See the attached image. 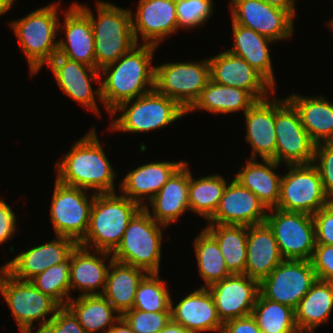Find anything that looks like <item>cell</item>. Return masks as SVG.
I'll list each match as a JSON object with an SVG mask.
<instances>
[{
	"instance_id": "obj_1",
	"label": "cell",
	"mask_w": 333,
	"mask_h": 333,
	"mask_svg": "<svg viewBox=\"0 0 333 333\" xmlns=\"http://www.w3.org/2000/svg\"><path fill=\"white\" fill-rule=\"evenodd\" d=\"M141 45L136 44L116 62L100 69V77L104 79L100 81L101 99L109 114L122 102L154 90L152 58L157 46Z\"/></svg>"
},
{
	"instance_id": "obj_2",
	"label": "cell",
	"mask_w": 333,
	"mask_h": 333,
	"mask_svg": "<svg viewBox=\"0 0 333 333\" xmlns=\"http://www.w3.org/2000/svg\"><path fill=\"white\" fill-rule=\"evenodd\" d=\"M96 128L76 141L65 156L56 162V180L95 194L115 193L116 173L100 144Z\"/></svg>"
},
{
	"instance_id": "obj_3",
	"label": "cell",
	"mask_w": 333,
	"mask_h": 333,
	"mask_svg": "<svg viewBox=\"0 0 333 333\" xmlns=\"http://www.w3.org/2000/svg\"><path fill=\"white\" fill-rule=\"evenodd\" d=\"M90 19L94 34L96 68L116 62L136 44L130 9L97 1V18L91 9L74 2Z\"/></svg>"
},
{
	"instance_id": "obj_4",
	"label": "cell",
	"mask_w": 333,
	"mask_h": 333,
	"mask_svg": "<svg viewBox=\"0 0 333 333\" xmlns=\"http://www.w3.org/2000/svg\"><path fill=\"white\" fill-rule=\"evenodd\" d=\"M140 208L120 193L95 194L87 232L78 244L112 253L120 244L130 219Z\"/></svg>"
},
{
	"instance_id": "obj_5",
	"label": "cell",
	"mask_w": 333,
	"mask_h": 333,
	"mask_svg": "<svg viewBox=\"0 0 333 333\" xmlns=\"http://www.w3.org/2000/svg\"><path fill=\"white\" fill-rule=\"evenodd\" d=\"M58 4L54 2L41 7L9 23L26 56L32 76L57 54Z\"/></svg>"
},
{
	"instance_id": "obj_6",
	"label": "cell",
	"mask_w": 333,
	"mask_h": 333,
	"mask_svg": "<svg viewBox=\"0 0 333 333\" xmlns=\"http://www.w3.org/2000/svg\"><path fill=\"white\" fill-rule=\"evenodd\" d=\"M145 208L130 219L120 244L111 253L113 260L141 268L147 273H160L162 228Z\"/></svg>"
},
{
	"instance_id": "obj_7",
	"label": "cell",
	"mask_w": 333,
	"mask_h": 333,
	"mask_svg": "<svg viewBox=\"0 0 333 333\" xmlns=\"http://www.w3.org/2000/svg\"><path fill=\"white\" fill-rule=\"evenodd\" d=\"M117 112H121V116L113 118L111 126L108 127L112 131L122 133H144L165 128L187 114L176 101L158 93L155 89L135 99L122 102L112 110L110 116L114 117Z\"/></svg>"
},
{
	"instance_id": "obj_8",
	"label": "cell",
	"mask_w": 333,
	"mask_h": 333,
	"mask_svg": "<svg viewBox=\"0 0 333 333\" xmlns=\"http://www.w3.org/2000/svg\"><path fill=\"white\" fill-rule=\"evenodd\" d=\"M210 79L208 58L198 62H166L155 66L154 89L176 101L187 112Z\"/></svg>"
},
{
	"instance_id": "obj_9",
	"label": "cell",
	"mask_w": 333,
	"mask_h": 333,
	"mask_svg": "<svg viewBox=\"0 0 333 333\" xmlns=\"http://www.w3.org/2000/svg\"><path fill=\"white\" fill-rule=\"evenodd\" d=\"M0 293L20 331L33 327L35 321H39V324L49 322L61 307L50 296L38 290L31 281L16 279L3 267L0 268Z\"/></svg>"
},
{
	"instance_id": "obj_10",
	"label": "cell",
	"mask_w": 333,
	"mask_h": 333,
	"mask_svg": "<svg viewBox=\"0 0 333 333\" xmlns=\"http://www.w3.org/2000/svg\"><path fill=\"white\" fill-rule=\"evenodd\" d=\"M286 166L288 171L281 178L276 208L313 215L331 201L313 164Z\"/></svg>"
},
{
	"instance_id": "obj_11",
	"label": "cell",
	"mask_w": 333,
	"mask_h": 333,
	"mask_svg": "<svg viewBox=\"0 0 333 333\" xmlns=\"http://www.w3.org/2000/svg\"><path fill=\"white\" fill-rule=\"evenodd\" d=\"M272 229L283 259L311 260L316 246L313 216L268 209L266 221Z\"/></svg>"
},
{
	"instance_id": "obj_12",
	"label": "cell",
	"mask_w": 333,
	"mask_h": 333,
	"mask_svg": "<svg viewBox=\"0 0 333 333\" xmlns=\"http://www.w3.org/2000/svg\"><path fill=\"white\" fill-rule=\"evenodd\" d=\"M50 219L56 235L69 237L79 243L87 232L90 211L95 198L88 190L65 185L55 180ZM89 198V199H88Z\"/></svg>"
},
{
	"instance_id": "obj_13",
	"label": "cell",
	"mask_w": 333,
	"mask_h": 333,
	"mask_svg": "<svg viewBox=\"0 0 333 333\" xmlns=\"http://www.w3.org/2000/svg\"><path fill=\"white\" fill-rule=\"evenodd\" d=\"M284 98H275V161L286 165L312 164L316 144L302 126L295 107Z\"/></svg>"
},
{
	"instance_id": "obj_14",
	"label": "cell",
	"mask_w": 333,
	"mask_h": 333,
	"mask_svg": "<svg viewBox=\"0 0 333 333\" xmlns=\"http://www.w3.org/2000/svg\"><path fill=\"white\" fill-rule=\"evenodd\" d=\"M316 281L311 260L284 259L259 283V293L295 310Z\"/></svg>"
},
{
	"instance_id": "obj_15",
	"label": "cell",
	"mask_w": 333,
	"mask_h": 333,
	"mask_svg": "<svg viewBox=\"0 0 333 333\" xmlns=\"http://www.w3.org/2000/svg\"><path fill=\"white\" fill-rule=\"evenodd\" d=\"M232 22L250 28L277 42L289 39L294 32V16L287 10L263 0H230Z\"/></svg>"
},
{
	"instance_id": "obj_16",
	"label": "cell",
	"mask_w": 333,
	"mask_h": 333,
	"mask_svg": "<svg viewBox=\"0 0 333 333\" xmlns=\"http://www.w3.org/2000/svg\"><path fill=\"white\" fill-rule=\"evenodd\" d=\"M47 65L52 70L54 78L64 94L101 116L95 101L97 95L99 101L102 102L100 85L94 91L91 83L96 81L100 84L99 69L70 60L59 54H56Z\"/></svg>"
},
{
	"instance_id": "obj_17",
	"label": "cell",
	"mask_w": 333,
	"mask_h": 333,
	"mask_svg": "<svg viewBox=\"0 0 333 333\" xmlns=\"http://www.w3.org/2000/svg\"><path fill=\"white\" fill-rule=\"evenodd\" d=\"M137 6L135 14L131 11L132 30L137 44L141 37L143 44L158 47L165 37L179 29L176 0H139Z\"/></svg>"
},
{
	"instance_id": "obj_18",
	"label": "cell",
	"mask_w": 333,
	"mask_h": 333,
	"mask_svg": "<svg viewBox=\"0 0 333 333\" xmlns=\"http://www.w3.org/2000/svg\"><path fill=\"white\" fill-rule=\"evenodd\" d=\"M268 209L248 188L233 178L226 185L209 224L252 226L266 221Z\"/></svg>"
},
{
	"instance_id": "obj_19",
	"label": "cell",
	"mask_w": 333,
	"mask_h": 333,
	"mask_svg": "<svg viewBox=\"0 0 333 333\" xmlns=\"http://www.w3.org/2000/svg\"><path fill=\"white\" fill-rule=\"evenodd\" d=\"M208 60L214 82L246 90L257 100L270 97V93L275 94V88L257 70L228 50Z\"/></svg>"
},
{
	"instance_id": "obj_20",
	"label": "cell",
	"mask_w": 333,
	"mask_h": 333,
	"mask_svg": "<svg viewBox=\"0 0 333 333\" xmlns=\"http://www.w3.org/2000/svg\"><path fill=\"white\" fill-rule=\"evenodd\" d=\"M217 314L227 320L252 315L259 294V282L245 274H232L208 287Z\"/></svg>"
},
{
	"instance_id": "obj_21",
	"label": "cell",
	"mask_w": 333,
	"mask_h": 333,
	"mask_svg": "<svg viewBox=\"0 0 333 333\" xmlns=\"http://www.w3.org/2000/svg\"><path fill=\"white\" fill-rule=\"evenodd\" d=\"M77 245L69 237L56 235L53 241L22 251L2 267L18 280L31 281L49 267L67 259Z\"/></svg>"
},
{
	"instance_id": "obj_22",
	"label": "cell",
	"mask_w": 333,
	"mask_h": 333,
	"mask_svg": "<svg viewBox=\"0 0 333 333\" xmlns=\"http://www.w3.org/2000/svg\"><path fill=\"white\" fill-rule=\"evenodd\" d=\"M66 10L63 25L58 24V30L62 29L66 38L58 40L57 54L96 68L94 34L89 17L75 3Z\"/></svg>"
},
{
	"instance_id": "obj_23",
	"label": "cell",
	"mask_w": 333,
	"mask_h": 333,
	"mask_svg": "<svg viewBox=\"0 0 333 333\" xmlns=\"http://www.w3.org/2000/svg\"><path fill=\"white\" fill-rule=\"evenodd\" d=\"M171 320L192 333L218 331L223 322L217 314L212 294L208 288H199L182 298L176 306L171 298Z\"/></svg>"
},
{
	"instance_id": "obj_24",
	"label": "cell",
	"mask_w": 333,
	"mask_h": 333,
	"mask_svg": "<svg viewBox=\"0 0 333 333\" xmlns=\"http://www.w3.org/2000/svg\"><path fill=\"white\" fill-rule=\"evenodd\" d=\"M184 162L151 161L137 167L121 180L119 184L121 195L144 208L147 204L145 198L150 201Z\"/></svg>"
},
{
	"instance_id": "obj_25",
	"label": "cell",
	"mask_w": 333,
	"mask_h": 333,
	"mask_svg": "<svg viewBox=\"0 0 333 333\" xmlns=\"http://www.w3.org/2000/svg\"><path fill=\"white\" fill-rule=\"evenodd\" d=\"M188 164L185 161L149 201L152 211H150L149 204L144 207L157 223L166 227L174 221L176 222L186 210L190 211Z\"/></svg>"
},
{
	"instance_id": "obj_26",
	"label": "cell",
	"mask_w": 333,
	"mask_h": 333,
	"mask_svg": "<svg viewBox=\"0 0 333 333\" xmlns=\"http://www.w3.org/2000/svg\"><path fill=\"white\" fill-rule=\"evenodd\" d=\"M91 251L79 244L72 251L70 288L71 291L78 289L81 292L78 296L102 295L107 273L113 261V256L109 252L96 250V253L92 254ZM106 259H109L107 266L104 263ZM100 288L101 290L98 291Z\"/></svg>"
},
{
	"instance_id": "obj_27",
	"label": "cell",
	"mask_w": 333,
	"mask_h": 333,
	"mask_svg": "<svg viewBox=\"0 0 333 333\" xmlns=\"http://www.w3.org/2000/svg\"><path fill=\"white\" fill-rule=\"evenodd\" d=\"M258 100L245 114L247 143L251 145V159L259 156L261 159L275 161V97ZM272 100V101H271Z\"/></svg>"
},
{
	"instance_id": "obj_28",
	"label": "cell",
	"mask_w": 333,
	"mask_h": 333,
	"mask_svg": "<svg viewBox=\"0 0 333 333\" xmlns=\"http://www.w3.org/2000/svg\"><path fill=\"white\" fill-rule=\"evenodd\" d=\"M284 259L266 222L247 226V261L244 274L259 283Z\"/></svg>"
},
{
	"instance_id": "obj_29",
	"label": "cell",
	"mask_w": 333,
	"mask_h": 333,
	"mask_svg": "<svg viewBox=\"0 0 333 333\" xmlns=\"http://www.w3.org/2000/svg\"><path fill=\"white\" fill-rule=\"evenodd\" d=\"M286 99L297 110L302 126L315 143L333 142V103L323 96L292 93Z\"/></svg>"
},
{
	"instance_id": "obj_30",
	"label": "cell",
	"mask_w": 333,
	"mask_h": 333,
	"mask_svg": "<svg viewBox=\"0 0 333 333\" xmlns=\"http://www.w3.org/2000/svg\"><path fill=\"white\" fill-rule=\"evenodd\" d=\"M262 162L261 164V162H257V159H248L247 163L236 173L234 179L252 191L267 209L276 208L282 176L276 174L275 170L281 164L271 159H262Z\"/></svg>"
},
{
	"instance_id": "obj_31",
	"label": "cell",
	"mask_w": 333,
	"mask_h": 333,
	"mask_svg": "<svg viewBox=\"0 0 333 333\" xmlns=\"http://www.w3.org/2000/svg\"><path fill=\"white\" fill-rule=\"evenodd\" d=\"M232 31L234 43L228 51L243 58L275 88L276 81L268 46L274 42L250 28L233 22Z\"/></svg>"
},
{
	"instance_id": "obj_32",
	"label": "cell",
	"mask_w": 333,
	"mask_h": 333,
	"mask_svg": "<svg viewBox=\"0 0 333 333\" xmlns=\"http://www.w3.org/2000/svg\"><path fill=\"white\" fill-rule=\"evenodd\" d=\"M147 272L113 260L110 264L102 295L119 315L133 309L137 286Z\"/></svg>"
},
{
	"instance_id": "obj_33",
	"label": "cell",
	"mask_w": 333,
	"mask_h": 333,
	"mask_svg": "<svg viewBox=\"0 0 333 333\" xmlns=\"http://www.w3.org/2000/svg\"><path fill=\"white\" fill-rule=\"evenodd\" d=\"M257 101L246 90L221 85L210 79L187 114L201 109L216 114H232L241 110L245 114Z\"/></svg>"
},
{
	"instance_id": "obj_34",
	"label": "cell",
	"mask_w": 333,
	"mask_h": 333,
	"mask_svg": "<svg viewBox=\"0 0 333 333\" xmlns=\"http://www.w3.org/2000/svg\"><path fill=\"white\" fill-rule=\"evenodd\" d=\"M332 310L333 283L317 279L294 310L298 330L314 333L318 326L329 321Z\"/></svg>"
},
{
	"instance_id": "obj_35",
	"label": "cell",
	"mask_w": 333,
	"mask_h": 333,
	"mask_svg": "<svg viewBox=\"0 0 333 333\" xmlns=\"http://www.w3.org/2000/svg\"><path fill=\"white\" fill-rule=\"evenodd\" d=\"M66 307L77 318L85 333H106L121 317L103 295L78 296L76 300L72 297Z\"/></svg>"
},
{
	"instance_id": "obj_36",
	"label": "cell",
	"mask_w": 333,
	"mask_h": 333,
	"mask_svg": "<svg viewBox=\"0 0 333 333\" xmlns=\"http://www.w3.org/2000/svg\"><path fill=\"white\" fill-rule=\"evenodd\" d=\"M205 229L216 239L231 274H244L247 261V226L208 224Z\"/></svg>"
},
{
	"instance_id": "obj_37",
	"label": "cell",
	"mask_w": 333,
	"mask_h": 333,
	"mask_svg": "<svg viewBox=\"0 0 333 333\" xmlns=\"http://www.w3.org/2000/svg\"><path fill=\"white\" fill-rule=\"evenodd\" d=\"M227 184L219 173L196 179L189 170L190 211L208 221L214 215Z\"/></svg>"
},
{
	"instance_id": "obj_38",
	"label": "cell",
	"mask_w": 333,
	"mask_h": 333,
	"mask_svg": "<svg viewBox=\"0 0 333 333\" xmlns=\"http://www.w3.org/2000/svg\"><path fill=\"white\" fill-rule=\"evenodd\" d=\"M200 277L204 280L202 288H208L216 282L232 275L225 264L216 239L202 229L193 243Z\"/></svg>"
},
{
	"instance_id": "obj_39",
	"label": "cell",
	"mask_w": 333,
	"mask_h": 333,
	"mask_svg": "<svg viewBox=\"0 0 333 333\" xmlns=\"http://www.w3.org/2000/svg\"><path fill=\"white\" fill-rule=\"evenodd\" d=\"M252 316L262 333H296L295 312L289 306L264 298L260 293Z\"/></svg>"
},
{
	"instance_id": "obj_40",
	"label": "cell",
	"mask_w": 333,
	"mask_h": 333,
	"mask_svg": "<svg viewBox=\"0 0 333 333\" xmlns=\"http://www.w3.org/2000/svg\"><path fill=\"white\" fill-rule=\"evenodd\" d=\"M71 255L57 265H53L34 277L31 282L43 294L50 296L60 306H66L71 297L70 269Z\"/></svg>"
},
{
	"instance_id": "obj_41",
	"label": "cell",
	"mask_w": 333,
	"mask_h": 333,
	"mask_svg": "<svg viewBox=\"0 0 333 333\" xmlns=\"http://www.w3.org/2000/svg\"><path fill=\"white\" fill-rule=\"evenodd\" d=\"M171 295L159 273H147L137 286L132 310L171 312Z\"/></svg>"
},
{
	"instance_id": "obj_42",
	"label": "cell",
	"mask_w": 333,
	"mask_h": 333,
	"mask_svg": "<svg viewBox=\"0 0 333 333\" xmlns=\"http://www.w3.org/2000/svg\"><path fill=\"white\" fill-rule=\"evenodd\" d=\"M213 0H176L179 28L194 29L202 26L213 13Z\"/></svg>"
},
{
	"instance_id": "obj_43",
	"label": "cell",
	"mask_w": 333,
	"mask_h": 333,
	"mask_svg": "<svg viewBox=\"0 0 333 333\" xmlns=\"http://www.w3.org/2000/svg\"><path fill=\"white\" fill-rule=\"evenodd\" d=\"M122 317L134 333H157L171 320V312L126 311Z\"/></svg>"
},
{
	"instance_id": "obj_44",
	"label": "cell",
	"mask_w": 333,
	"mask_h": 333,
	"mask_svg": "<svg viewBox=\"0 0 333 333\" xmlns=\"http://www.w3.org/2000/svg\"><path fill=\"white\" fill-rule=\"evenodd\" d=\"M312 164L318 169L326 195L333 200V142L315 145Z\"/></svg>"
},
{
	"instance_id": "obj_45",
	"label": "cell",
	"mask_w": 333,
	"mask_h": 333,
	"mask_svg": "<svg viewBox=\"0 0 333 333\" xmlns=\"http://www.w3.org/2000/svg\"><path fill=\"white\" fill-rule=\"evenodd\" d=\"M311 262L318 280L333 283V245L316 244Z\"/></svg>"
},
{
	"instance_id": "obj_46",
	"label": "cell",
	"mask_w": 333,
	"mask_h": 333,
	"mask_svg": "<svg viewBox=\"0 0 333 333\" xmlns=\"http://www.w3.org/2000/svg\"><path fill=\"white\" fill-rule=\"evenodd\" d=\"M316 244L333 245V200L312 215Z\"/></svg>"
},
{
	"instance_id": "obj_47",
	"label": "cell",
	"mask_w": 333,
	"mask_h": 333,
	"mask_svg": "<svg viewBox=\"0 0 333 333\" xmlns=\"http://www.w3.org/2000/svg\"><path fill=\"white\" fill-rule=\"evenodd\" d=\"M49 323L55 333H85L77 318L66 306H61Z\"/></svg>"
},
{
	"instance_id": "obj_48",
	"label": "cell",
	"mask_w": 333,
	"mask_h": 333,
	"mask_svg": "<svg viewBox=\"0 0 333 333\" xmlns=\"http://www.w3.org/2000/svg\"><path fill=\"white\" fill-rule=\"evenodd\" d=\"M17 217L11 207L0 199V244L13 238L17 228Z\"/></svg>"
},
{
	"instance_id": "obj_49",
	"label": "cell",
	"mask_w": 333,
	"mask_h": 333,
	"mask_svg": "<svg viewBox=\"0 0 333 333\" xmlns=\"http://www.w3.org/2000/svg\"><path fill=\"white\" fill-rule=\"evenodd\" d=\"M222 333H262L252 316L234 318L223 323Z\"/></svg>"
},
{
	"instance_id": "obj_50",
	"label": "cell",
	"mask_w": 333,
	"mask_h": 333,
	"mask_svg": "<svg viewBox=\"0 0 333 333\" xmlns=\"http://www.w3.org/2000/svg\"><path fill=\"white\" fill-rule=\"evenodd\" d=\"M267 4L289 11L295 18V0H263Z\"/></svg>"
},
{
	"instance_id": "obj_51",
	"label": "cell",
	"mask_w": 333,
	"mask_h": 333,
	"mask_svg": "<svg viewBox=\"0 0 333 333\" xmlns=\"http://www.w3.org/2000/svg\"><path fill=\"white\" fill-rule=\"evenodd\" d=\"M106 333H134L129 324L121 316Z\"/></svg>"
},
{
	"instance_id": "obj_52",
	"label": "cell",
	"mask_w": 333,
	"mask_h": 333,
	"mask_svg": "<svg viewBox=\"0 0 333 333\" xmlns=\"http://www.w3.org/2000/svg\"><path fill=\"white\" fill-rule=\"evenodd\" d=\"M157 333H192L190 330H187L182 325L173 322L172 320Z\"/></svg>"
},
{
	"instance_id": "obj_53",
	"label": "cell",
	"mask_w": 333,
	"mask_h": 333,
	"mask_svg": "<svg viewBox=\"0 0 333 333\" xmlns=\"http://www.w3.org/2000/svg\"><path fill=\"white\" fill-rule=\"evenodd\" d=\"M35 327L37 328L35 333H55L54 328L52 327V325L49 322L35 325ZM31 330H32V326L27 327V328L21 330L20 332L21 333H31L32 332Z\"/></svg>"
},
{
	"instance_id": "obj_54",
	"label": "cell",
	"mask_w": 333,
	"mask_h": 333,
	"mask_svg": "<svg viewBox=\"0 0 333 333\" xmlns=\"http://www.w3.org/2000/svg\"><path fill=\"white\" fill-rule=\"evenodd\" d=\"M16 0H0V16L8 12L11 9L13 3Z\"/></svg>"
},
{
	"instance_id": "obj_55",
	"label": "cell",
	"mask_w": 333,
	"mask_h": 333,
	"mask_svg": "<svg viewBox=\"0 0 333 333\" xmlns=\"http://www.w3.org/2000/svg\"><path fill=\"white\" fill-rule=\"evenodd\" d=\"M328 26L330 27L331 31L333 32V19L328 22Z\"/></svg>"
},
{
	"instance_id": "obj_56",
	"label": "cell",
	"mask_w": 333,
	"mask_h": 333,
	"mask_svg": "<svg viewBox=\"0 0 333 333\" xmlns=\"http://www.w3.org/2000/svg\"><path fill=\"white\" fill-rule=\"evenodd\" d=\"M296 333H313V332H304V331H298Z\"/></svg>"
}]
</instances>
